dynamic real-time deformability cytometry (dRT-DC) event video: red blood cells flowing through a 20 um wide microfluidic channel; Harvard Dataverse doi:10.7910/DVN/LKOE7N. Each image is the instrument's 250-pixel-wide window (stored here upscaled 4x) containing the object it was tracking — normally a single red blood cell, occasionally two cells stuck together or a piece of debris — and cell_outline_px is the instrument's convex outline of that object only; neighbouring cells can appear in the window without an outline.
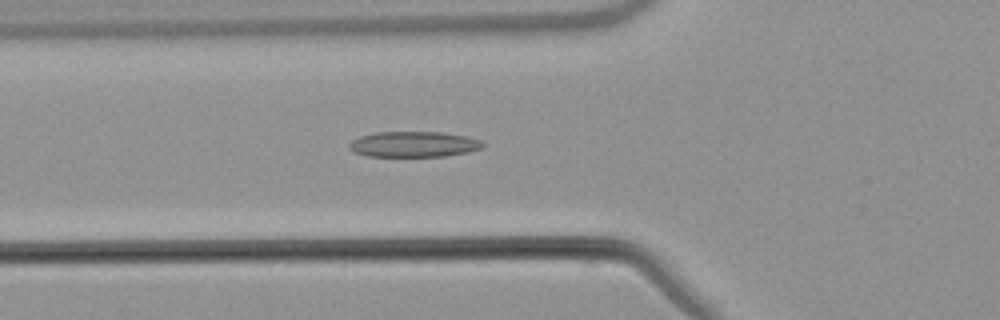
{"species": "common noctule bat (a hibernating species)", "species_latin": "Nyctalus noctula", "temperature_condition": "warm", "stored_images_in_passage": 54, "camera_frame_rate_fps": 3000, "um_per_image_px": 0.085, "animal": {"sex": "male", "body_mass_g": 21.5, "forearm_length_mm": 52.0}, "frame": {"image": 1, "passage_image": 20, "time_ms": 6.333, "image_size_px": [1000, 320], "cell_outline_px": [[484, 148], [468, 152], [444, 156], [368, 156], [352, 152], [348, 148], [348, 144], [352, 140], [360, 136], [376, 132], [440, 132], [468, 136], [480, 140], [484, 144]], "centroid_in_image_um": [35.16, 12.26], "position_along_channel_um": 90.6, "area_um2": 20.06}}
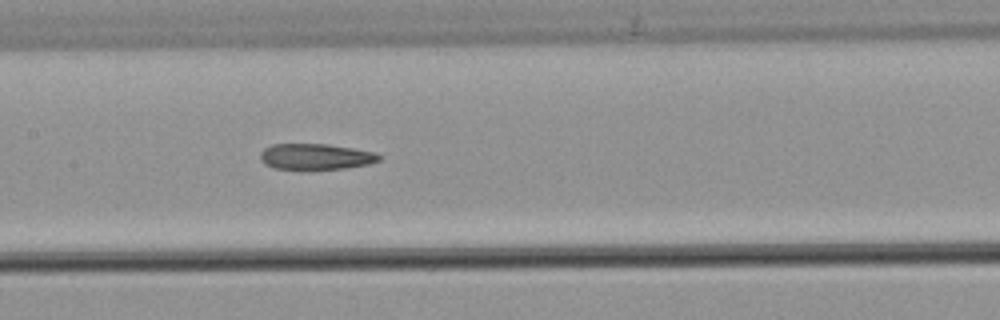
{"frame": {"image": 2, "passage_image": 27, "time_ms": 8.667, "image_size_px": [1000, 320], "cell_outline_px": [[380, 160], [368, 164], [344, 168], [304, 172], [300, 172], [272, 168], [264, 164], [260, 160], [260, 152], [264, 148], [272, 144], [328, 144], [376, 152], [380, 156]], "centroid_in_image_um": [26.76, 13.36], "position_along_channel_um": 180.6, "area_um2": 18.79}}
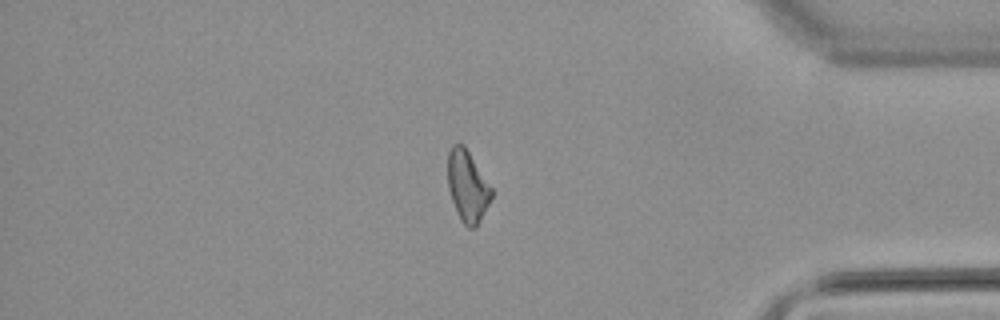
{"frame": {"image": 3, "passage_image": 46, "time_ms": 15.0, "image_size_px": [1000, 320], "cell_outline_px": [[492, 196], [476, 228], [468, 228], [460, 220], [456, 212], [448, 188], [448, 152], [452, 144], [464, 144], [492, 188]], "centroid_in_image_um": [39.72, 15.82], "position_along_channel_um": 395.5, "area_um2": 18.09}, "authors_computed_cell_mechanics": {"area_um2": 19.1607, "velocity_mm_per_s": 3.8355, "shape_relaxation_time_tau1_ms": null, "shape_relaxation_time_tau2_ms": 4.7442, "deformation_change_tau1": null, "deformation_change_tau2": 0.1537}}